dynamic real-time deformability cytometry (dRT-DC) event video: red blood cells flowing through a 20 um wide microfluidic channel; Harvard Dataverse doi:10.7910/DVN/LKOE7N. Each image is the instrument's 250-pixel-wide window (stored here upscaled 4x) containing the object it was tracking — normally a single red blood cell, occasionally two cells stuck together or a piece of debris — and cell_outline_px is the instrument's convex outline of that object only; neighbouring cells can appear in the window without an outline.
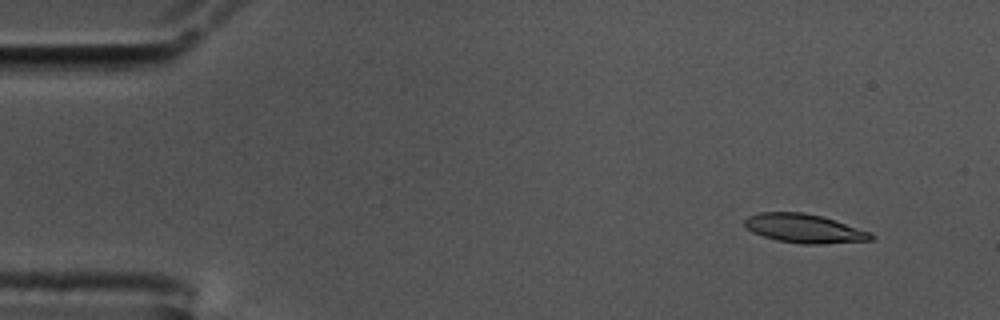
{"species": "common noctule bat (a hibernating species)", "species_latin": "Nyctalus noctula", "temperature_condition": "cold", "stored_images_in_passage": 52, "camera_frame_rate_fps": 3000, "um_per_image_px": 0.085, "animal": {"sex": "male", "body_mass_g": 17.5, "forearm_length_mm": 52.3}, "frame": {"image": 1, "passage_image": 1, "time_ms": 0.0, "image_size_px": [1000, 320], "cell_outline_px": [[876, 236], [872, 240], [820, 244], [804, 244], [776, 240], [752, 232], [744, 224], [744, 220], [748, 216], [760, 212], [804, 212], [820, 216], [872, 232]], "centroid_in_image_um": [68.37, 19.42], "position_along_channel_um": 16.6, "area_um2": 21.15}}
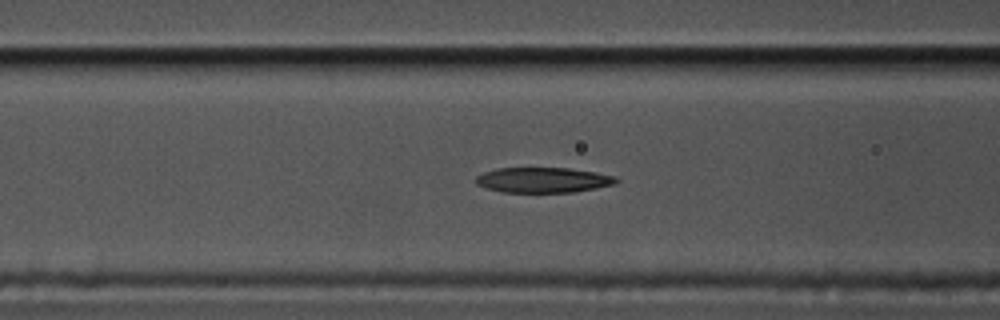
{"frame": {"image": 2, "passage_image": 18, "time_ms": 5.667, "image_size_px": [1000, 320], "cell_outline_px": [[620, 180], [616, 184], [576, 192], [504, 192], [488, 188], [476, 184], [476, 176], [484, 172], [496, 168], [568, 168], [596, 172], [616, 176]], "centroid_in_image_um": [46.21, 15.3], "position_along_channel_um": 120.4, "area_um2": 20.69}}
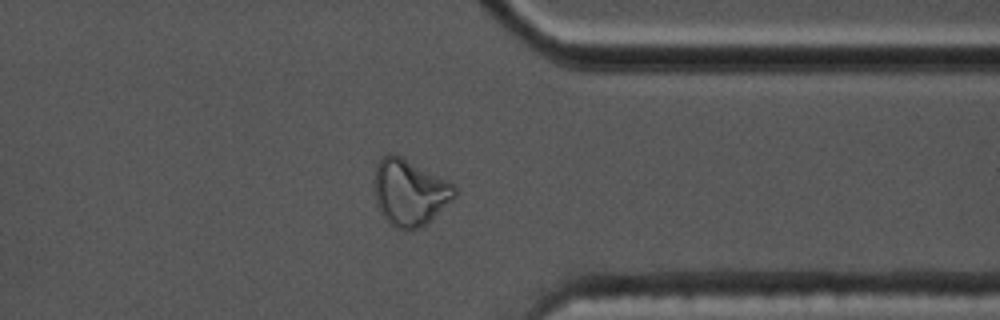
{"frame": {"image": 3, "passage_image": 40, "time_ms": 13.0, "image_size_px": [1000, 320], "cell_outline_px": [[456, 196], [420, 228], [396, 228], [380, 212], [376, 204], [372, 188], [372, 180], [376, 164], [384, 156], [400, 156], [456, 184]], "centroid_in_image_um": [34.79, 16.33], "position_along_channel_um": 376.6, "area_um2": 30.75}, "authors_computed_cell_mechanics": {"area_um2": 21.964, "velocity_mm_per_s": 3.5593, "shape_relaxation_time_tau1_ms": 9.4128, "shape_relaxation_time_tau2_ms": 2.0376, "deformation_change_tau1": 0.2831, "deformation_change_tau2": 0.1057}}